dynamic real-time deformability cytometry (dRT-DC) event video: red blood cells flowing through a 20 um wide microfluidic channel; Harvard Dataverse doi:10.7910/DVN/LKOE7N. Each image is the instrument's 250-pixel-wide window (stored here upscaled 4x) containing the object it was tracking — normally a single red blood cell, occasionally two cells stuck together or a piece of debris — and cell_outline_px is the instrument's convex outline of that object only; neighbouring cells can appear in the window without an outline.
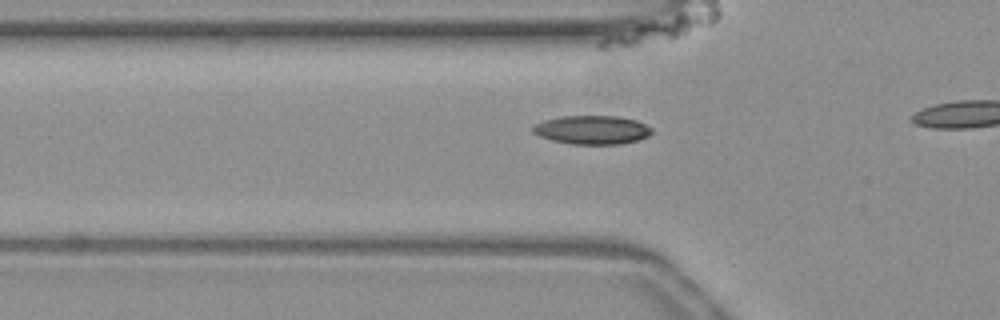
{"species": "common noctule bat (a hibernating species)", "species_latin": "Nyctalus noctula", "temperature_condition": "warm", "stored_images_in_passage": 17, "camera_frame_rate_fps": 3000, "um_per_image_px": 0.085, "animal": {"sex": "female", "body_mass_g": 19.3, "forearm_length_mm": 54.1}, "frame": {"image": 1, "passage_image": 5, "time_ms": 1.333, "image_size_px": [1000, 320], "cell_outline_px": [[652, 132], [648, 136], [636, 140], [620, 144], [572, 144], [552, 140], [540, 136], [532, 132], [532, 124], [544, 120], [560, 116], [616, 116], [636, 120], [652, 128]], "centroid_in_image_um": [50.29, 11.03], "position_along_channel_um": 75.5, "area_um2": 19.88}}
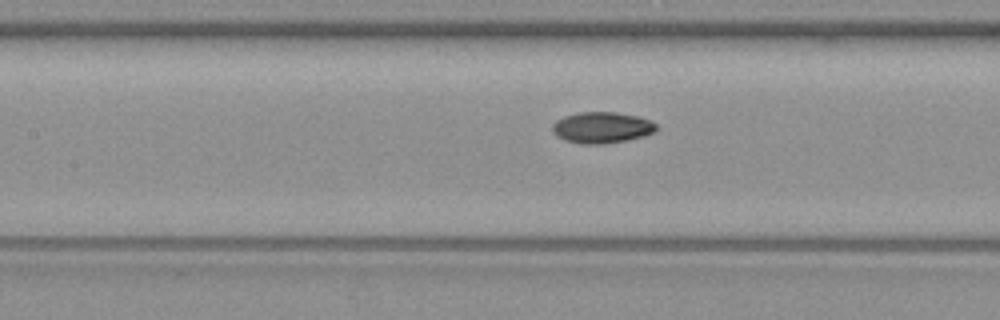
{"frame": {"image": 2, "passage_image": 11, "time_ms": 3.333, "image_size_px": [1000, 320], "cell_outline_px": [[656, 128], [652, 132], [644, 136], [624, 140], [600, 144], [580, 144], [564, 140], [556, 136], [552, 132], [552, 124], [556, 120], [564, 116], [580, 112], [616, 112], [640, 116], [656, 124]], "centroid_in_image_um": [51.1, 10.83], "position_along_channel_um": 156.3, "area_um2": 18.84}}
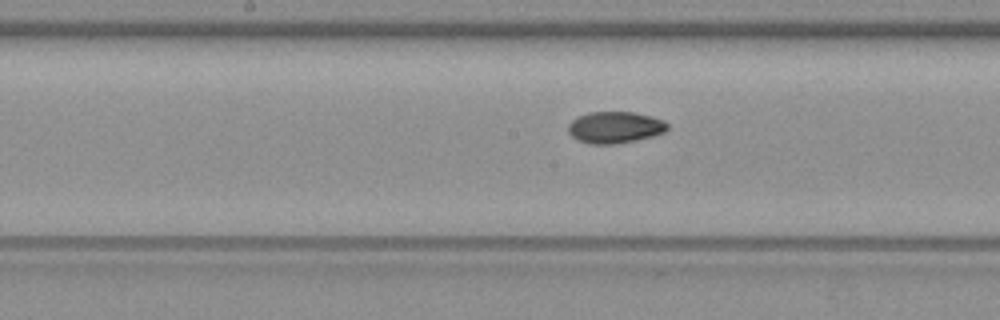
{"frame": {"image": 3, "passage_image": 14, "time_ms": 4.333, "image_size_px": [1000, 320], "cell_outline_px": [[668, 128], [664, 132], [652, 136], [636, 140], [616, 144], [588, 144], [576, 140], [568, 132], [568, 124], [576, 116], [588, 112], [636, 112], [652, 116], [664, 120], [668, 124]], "centroid_in_image_um": [52.25, 10.82], "position_along_channel_um": 196.0, "area_um2": 18.55}}